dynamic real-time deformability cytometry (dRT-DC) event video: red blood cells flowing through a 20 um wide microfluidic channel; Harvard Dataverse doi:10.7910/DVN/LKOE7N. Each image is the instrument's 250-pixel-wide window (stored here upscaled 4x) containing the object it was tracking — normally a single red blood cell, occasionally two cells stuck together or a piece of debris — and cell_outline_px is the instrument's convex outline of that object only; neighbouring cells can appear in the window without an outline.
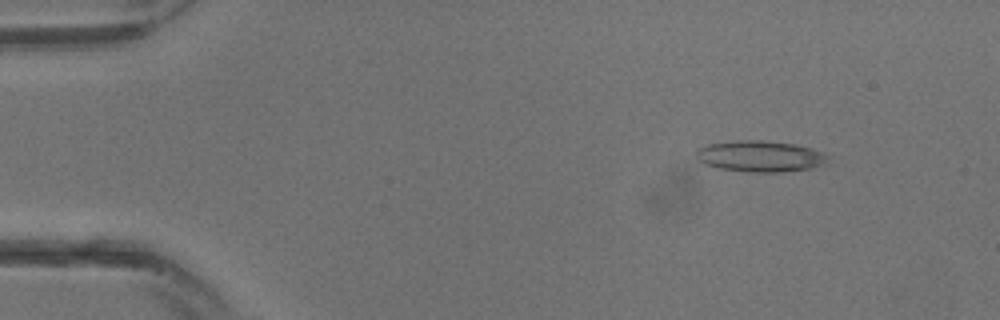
{"species": "common noctule bat (a hibernating species)", "species_latin": "Nyctalus noctula", "temperature_condition": "warm", "stored_images_in_passage": 12, "camera_frame_rate_fps": 3000, "um_per_image_px": 0.085, "animal": {"sex": "male", "body_mass_g": 13.3}, "frame": {"image": 1, "passage_image": 1, "time_ms": 0.0, "image_size_px": [1000, 320], "cell_outline_px": [[832, 156], [828, 164], [812, 168], [784, 172], [744, 172], [720, 168], [704, 164], [696, 160], [696, 148], [708, 144], [736, 140], [764, 140], [796, 144], [812, 148], [824, 152]], "centroid_in_image_um": [64.67, 13.28], "position_along_channel_um": 20.3, "area_um2": 24.62}}
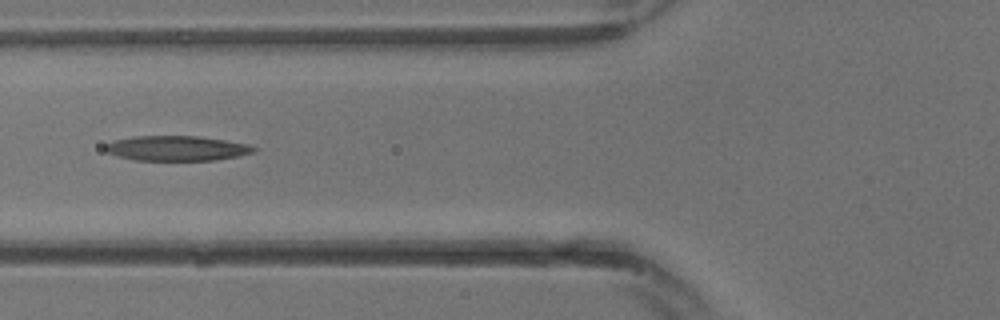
{"frame": {"image": 2, "passage_image": 9, "time_ms": 2.667, "image_size_px": [1000, 320], "cell_outline_px": [[256, 152], [216, 160], [136, 160], [120, 156], [108, 152], [104, 148], [104, 144], [112, 140], [136, 136], [200, 136], [248, 144], [256, 148]], "centroid_in_image_um": [15.02, 12.6], "position_along_channel_um": 110.8, "area_um2": 21.5}}
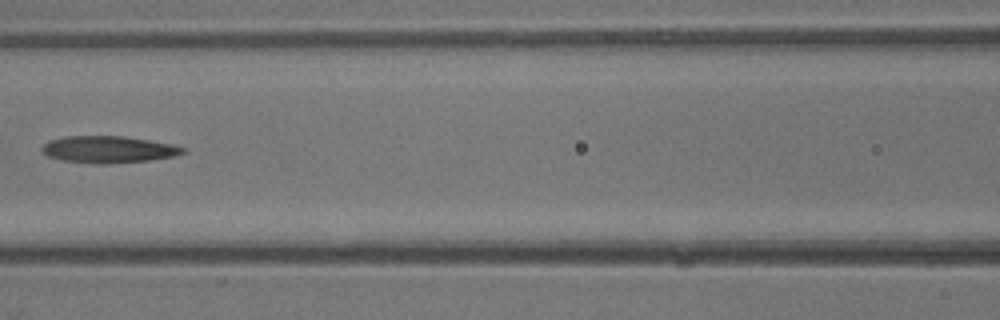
{"frame": {"image": 3, "passage_image": 11, "time_ms": 3.333, "image_size_px": [1000, 320], "cell_outline_px": [[188, 152], [172, 156], [148, 160], [96, 164], [64, 160], [48, 156], [40, 152], [40, 148], [48, 140], [64, 136], [124, 136], [148, 140], [188, 148]], "centroid_in_image_um": [9.17, 12.69], "position_along_channel_um": 157.4, "area_um2": 21.91}}